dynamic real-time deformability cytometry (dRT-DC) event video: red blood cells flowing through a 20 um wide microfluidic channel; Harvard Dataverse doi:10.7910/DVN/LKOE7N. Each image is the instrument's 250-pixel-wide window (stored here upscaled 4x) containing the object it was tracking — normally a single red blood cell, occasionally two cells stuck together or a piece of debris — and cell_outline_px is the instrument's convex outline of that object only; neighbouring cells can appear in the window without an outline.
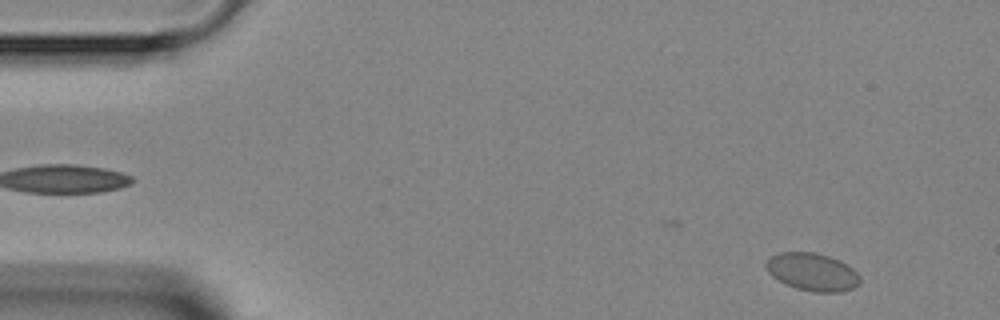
{"species": "Egyptian fruit bat (a non-hibernating species)", "species_latin": "Rousettus aegyptiacus", "temperature_condition": "room temperature", "stored_images_in_passage": 2, "camera_frame_rate_fps": 3000, "um_per_image_px": 0.085, "animal": {"sex": "female"}, "frame": {"image": 1, "passage_image": 2, "time_ms": 1.0, "image_size_px": [1000, 320], "cell_outline_px": [[860, 280], [852, 288], [840, 292], [812, 292], [796, 288], [772, 276], [768, 272], [764, 264], [772, 256], [780, 252], [816, 252], [840, 260], [852, 268], [860, 276]], "centroid_in_image_um": [69.04, 23.1], "position_along_channel_um": 16.0, "area_um2": 20.46}}